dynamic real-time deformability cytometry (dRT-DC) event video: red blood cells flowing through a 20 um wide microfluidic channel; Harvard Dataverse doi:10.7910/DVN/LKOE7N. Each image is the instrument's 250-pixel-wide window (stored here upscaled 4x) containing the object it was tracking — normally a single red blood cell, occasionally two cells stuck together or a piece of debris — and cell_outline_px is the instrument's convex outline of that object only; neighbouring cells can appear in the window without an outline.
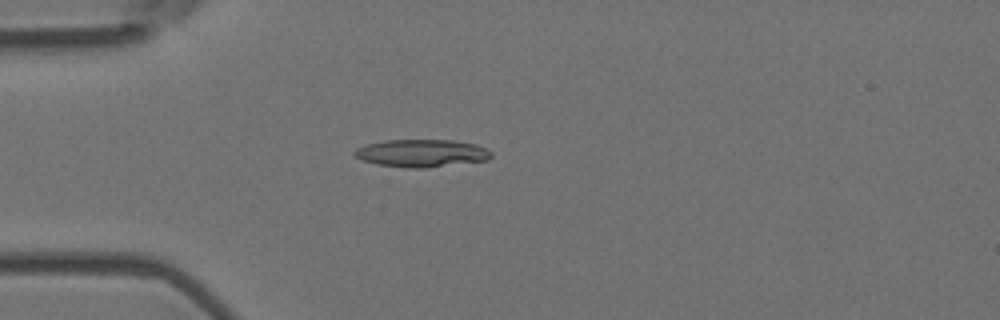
{"species": "Egyptian fruit bat (a non-hibernating species)", "species_latin": "Rousettus aegyptiacus", "temperature_condition": "room temperature", "stored_images_in_passage": 4, "camera_frame_rate_fps": 3000, "um_per_image_px": 0.085, "animal": {"sex": "female"}, "frame": {"image": 1, "passage_image": 4, "time_ms": 1.0, "image_size_px": [1000, 320], "cell_outline_px": [[492, 156], [488, 160], [424, 168], [408, 168], [376, 164], [364, 160], [356, 156], [352, 152], [356, 148], [364, 144], [384, 140], [452, 140], [476, 144], [488, 148], [492, 152]], "centroid_in_image_um": [35.85, 13.01], "position_along_channel_um": 49.2, "area_um2": 22.14}}